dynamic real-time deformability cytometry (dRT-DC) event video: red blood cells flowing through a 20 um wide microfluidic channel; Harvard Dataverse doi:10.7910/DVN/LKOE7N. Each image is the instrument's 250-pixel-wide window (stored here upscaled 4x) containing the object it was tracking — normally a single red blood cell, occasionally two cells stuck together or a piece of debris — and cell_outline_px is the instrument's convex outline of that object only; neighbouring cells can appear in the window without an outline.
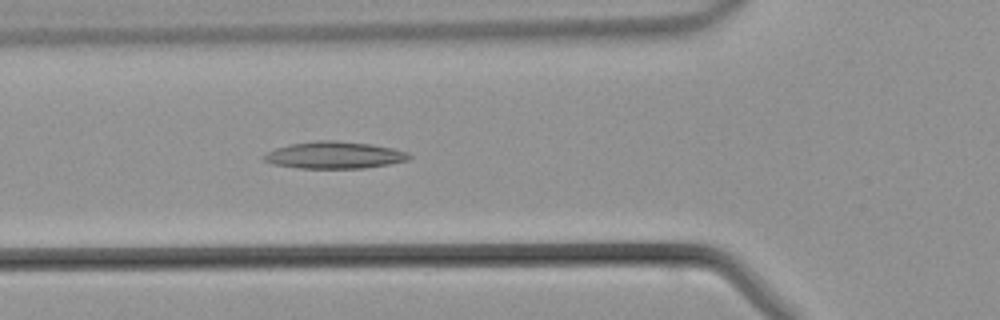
{"species": "common noctule bat (a hibernating species)", "species_latin": "Nyctalus noctula", "temperature_condition": "warm", "stored_images_in_passage": 45, "camera_frame_rate_fps": 3000, "um_per_image_px": 0.085, "animal": {"sex": "male", "body_mass_g": 21.5, "forearm_length_mm": 52.0}, "frame": {"image": 1, "passage_image": 15, "time_ms": 4.667, "image_size_px": [1000, 320], "cell_outline_px": [[412, 156], [408, 160], [388, 164], [364, 168], [300, 168], [272, 164], [264, 160], [260, 156], [276, 148], [292, 144], [316, 140], [332, 140], [372, 144], [392, 148], [408, 152]], "centroid_in_image_um": [28.42, 13.18], "position_along_channel_um": 97.4, "area_um2": 22.77}}
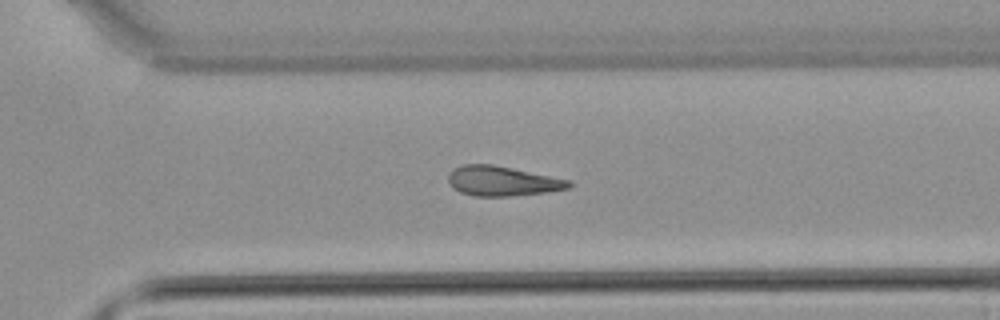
{"frame": {"image": 2, "passage_image": 30, "time_ms": 9.667, "image_size_px": [1000, 320], "cell_outline_px": [[572, 184], [568, 188], [544, 192], [508, 196], [476, 196], [460, 192], [452, 188], [448, 184], [448, 176], [452, 168], [460, 164], [492, 164], [572, 180]], "centroid_in_image_um": [42.64, 15.37], "position_along_channel_um": 328.0, "area_um2": 20.98}}
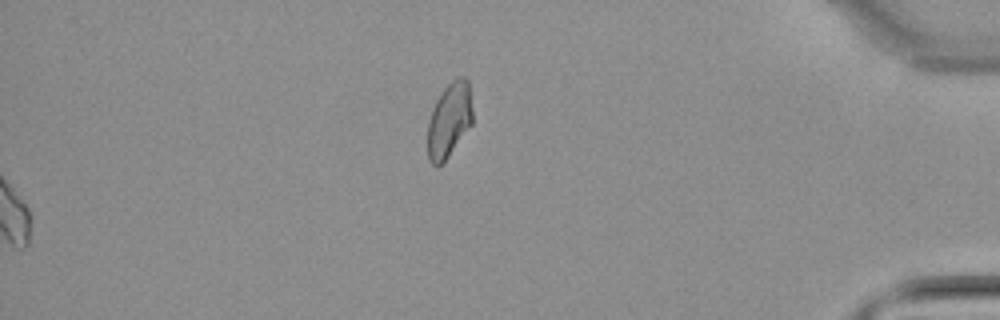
{"frame": {"image": 3, "passage_image": 45, "time_ms": 14.667, "image_size_px": [1000, 320], "cell_outline_px": [[472, 124], [448, 156], [436, 168], [428, 160], [428, 120], [432, 108], [436, 100], [444, 88], [456, 76], [464, 76], [468, 80], [472, 108]], "centroid_in_image_um": [38.18, 10.18], "position_along_channel_um": 397.0, "area_um2": 19.59}}